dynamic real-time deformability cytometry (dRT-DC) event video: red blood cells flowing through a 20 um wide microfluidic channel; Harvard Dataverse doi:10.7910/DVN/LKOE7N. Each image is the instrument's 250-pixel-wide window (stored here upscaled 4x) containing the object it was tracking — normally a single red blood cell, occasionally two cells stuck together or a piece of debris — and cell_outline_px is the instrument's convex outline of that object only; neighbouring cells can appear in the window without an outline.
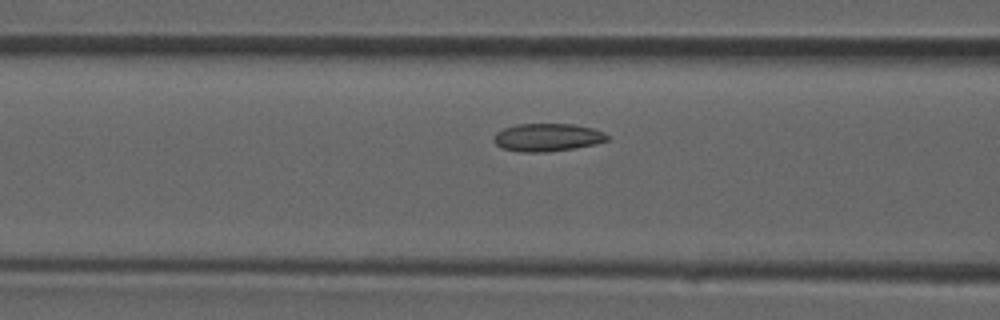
{"species": "common noctule bat (a hibernating species)", "species_latin": "Nyctalus noctula", "temperature_condition": "room temperature", "stored_images_in_passage": 41, "camera_frame_rate_fps": 3000, "um_per_image_px": 0.085, "animal": {"sex": "male", "forearm_length_mm": 52.5}, "frame": {"image": 1, "passage_image": 16, "time_ms": 5.0, "image_size_px": [1000, 320], "cell_outline_px": [[608, 140], [596, 144], [548, 152], [520, 152], [500, 148], [492, 140], [496, 132], [504, 128], [516, 124], [572, 124], [592, 128], [604, 132], [608, 136]], "centroid_in_image_um": [46.49, 11.68], "position_along_channel_um": 120.1, "area_um2": 18.5}}